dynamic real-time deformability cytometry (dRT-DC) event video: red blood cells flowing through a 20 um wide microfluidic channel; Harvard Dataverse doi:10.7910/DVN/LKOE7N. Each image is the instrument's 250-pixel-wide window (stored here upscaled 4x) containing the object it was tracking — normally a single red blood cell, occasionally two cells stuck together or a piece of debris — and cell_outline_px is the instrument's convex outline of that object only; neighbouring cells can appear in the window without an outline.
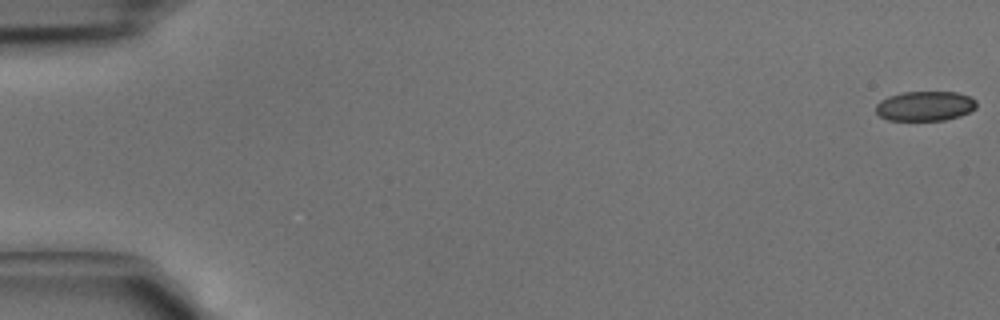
{"species": "common noctule bat (a hibernating species)", "species_latin": "Nyctalus noctula", "temperature_condition": "cold", "stored_images_in_passage": 25, "camera_frame_rate_fps": 3000, "um_per_image_px": 0.085, "animal": {"sex": "male", "body_mass_g": 15.6}, "frame": {"image": 1, "passage_image": 1, "time_ms": 0.0, "image_size_px": [1000, 320], "cell_outline_px": [[976, 108], [960, 116], [944, 120], [888, 120], [880, 116], [876, 112], [876, 104], [880, 100], [888, 96], [904, 92], [956, 92], [968, 96], [976, 100]], "centroid_in_image_um": [78.61, 9.01], "position_along_channel_um": 6.4, "area_um2": 17.4}}
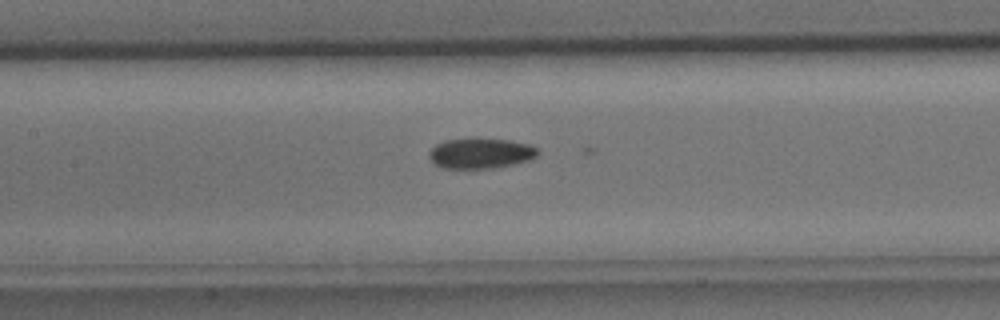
{"frame": {"image": 2, "passage_image": 21, "time_ms": 6.667, "image_size_px": [1000, 320], "cell_outline_px": [[540, 152], [536, 156], [528, 160], [512, 164], [492, 168], [440, 168], [428, 156], [432, 148], [436, 144], [444, 140], [476, 136], [508, 140], [528, 144], [536, 148]], "centroid_in_image_um": [40.83, 12.99], "position_along_channel_um": 166.6, "area_um2": 19.54}}
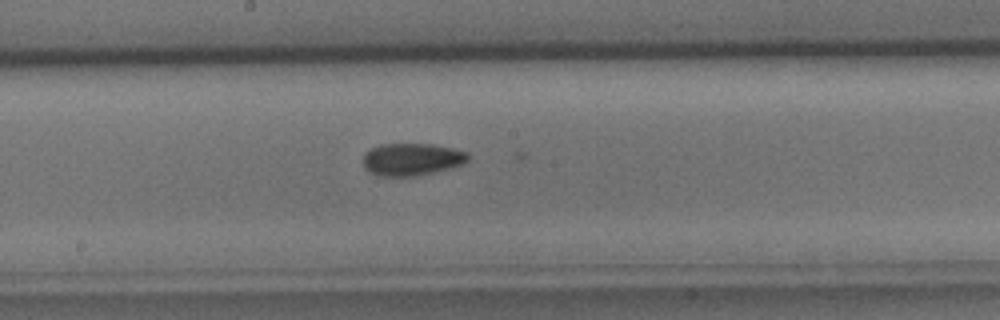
{"frame": {"image": 3, "passage_image": 24, "time_ms": 7.667, "image_size_px": [1000, 320], "cell_outline_px": [[468, 160], [460, 164], [448, 168], [416, 176], [380, 176], [368, 172], [364, 168], [364, 152], [380, 144], [432, 144], [452, 148], [468, 152]], "centroid_in_image_um": [34.95, 13.54], "position_along_channel_um": 213.2, "area_um2": 19.65}}